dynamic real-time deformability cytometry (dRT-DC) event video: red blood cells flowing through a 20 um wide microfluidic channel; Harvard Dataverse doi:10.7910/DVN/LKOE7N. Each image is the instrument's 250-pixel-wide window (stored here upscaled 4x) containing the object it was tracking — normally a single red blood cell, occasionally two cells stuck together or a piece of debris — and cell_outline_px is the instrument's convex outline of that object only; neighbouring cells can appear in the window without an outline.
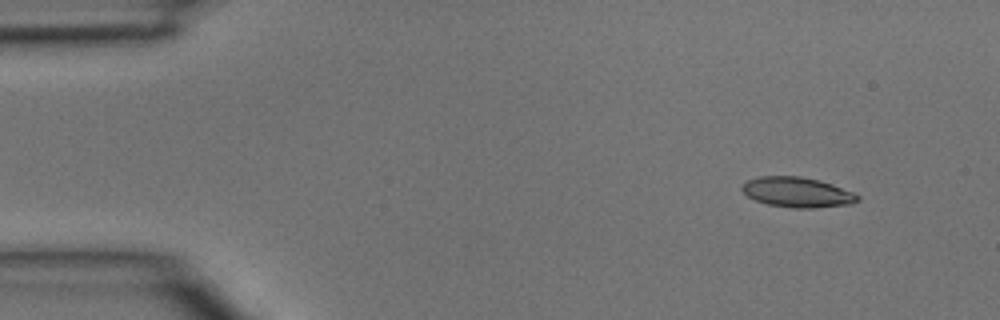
{"species": "common noctule bat (a hibernating species)", "species_latin": "Nyctalus noctula", "temperature_condition": "room temperature", "stored_images_in_passage": 4, "camera_frame_rate_fps": 3000, "um_per_image_px": 0.085, "animal": {"sex": "male", "body_mass_g": 15.6}, "frame": {"image": 1, "passage_image": 1, "time_ms": 0.0, "image_size_px": [1000, 320], "cell_outline_px": [[860, 200], [852, 204], [812, 208], [792, 208], [768, 204], [756, 200], [748, 196], [740, 188], [748, 180], [760, 176], [800, 176], [820, 180], [832, 184], [852, 192], [860, 196]], "centroid_in_image_um": [67.79, 16.34], "position_along_channel_um": 17.2, "area_um2": 20.23}}
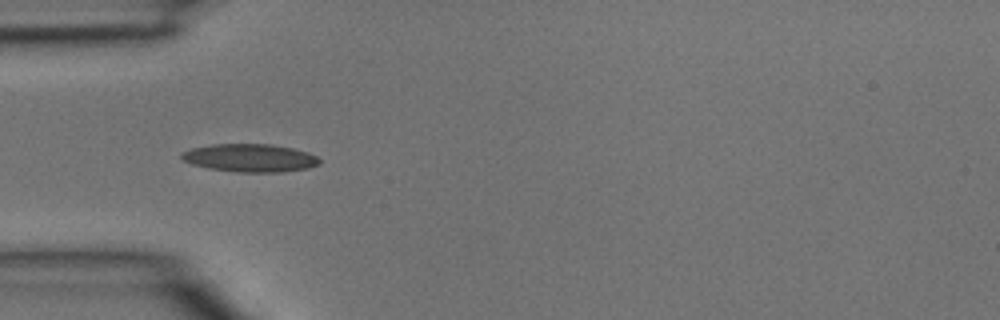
{"frame": {"image": 2, "passage_image": 3, "time_ms": 0.667, "image_size_px": [1000, 320], "cell_outline_px": [[320, 164], [308, 168], [280, 172], [236, 172], [208, 168], [192, 164], [184, 160], [180, 156], [180, 152], [192, 148], [212, 144], [272, 144], [292, 148], [308, 152], [316, 156], [320, 160]], "centroid_in_image_um": [21.24, 13.42], "position_along_channel_um": 63.8, "area_um2": 22.54}}